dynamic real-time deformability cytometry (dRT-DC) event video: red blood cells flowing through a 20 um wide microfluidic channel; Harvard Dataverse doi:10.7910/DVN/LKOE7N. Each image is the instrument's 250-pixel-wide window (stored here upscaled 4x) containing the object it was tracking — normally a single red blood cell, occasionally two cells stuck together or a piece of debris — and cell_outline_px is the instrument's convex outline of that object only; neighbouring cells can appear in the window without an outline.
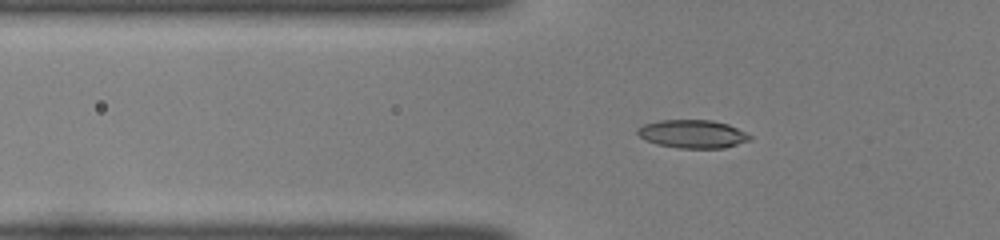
{"species": "common noctule bat (a hibernating species)", "species_latin": "Nyctalus noctula", "temperature_condition": "room temperature", "stored_images_in_passage": 38, "camera_frame_rate_fps": 3000, "um_per_image_px": 0.085, "animal": {"sex": "female", "body_mass_g": 22.0, "forearm_length_mm": 56.7}, "frame": {"image": 1, "passage_image": 6, "time_ms": 1.667, "image_size_px": [1000, 240], "cell_outline_px": [[752, 140], [724, 148], [680, 148], [656, 144], [640, 136], [636, 132], [636, 128], [644, 124], [660, 120], [712, 120], [728, 124], [752, 136]], "centroid_in_image_um": [58.88, 11.38], "position_along_channel_um": 66.9, "area_um2": 18.44}}
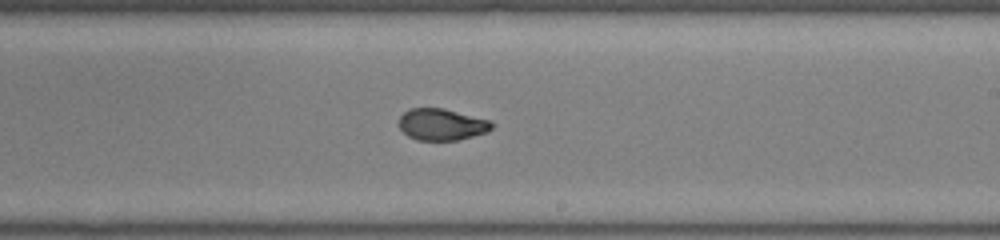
{"frame": {"image": 2, "passage_image": 20, "time_ms": 6.333, "image_size_px": [1000, 240], "cell_outline_px": [[496, 124], [488, 132], [460, 140], [416, 140], [408, 136], [400, 128], [400, 116], [404, 112], [412, 108], [444, 108], [492, 120]], "centroid_in_image_um": [37.62, 10.58], "position_along_channel_um": 251.4, "area_um2": 17.34}}
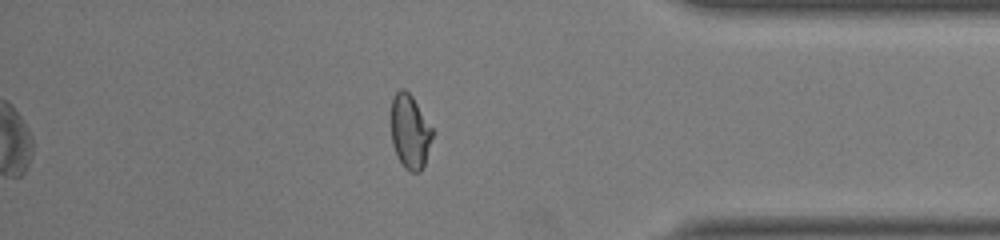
{"frame": {"image": 3, "passage_image": 32, "time_ms": 10.333, "image_size_px": [1000, 240], "cell_outline_px": [[432, 136], [424, 164], [420, 172], [412, 172], [404, 168], [396, 156], [392, 144], [392, 100], [396, 92], [400, 88], [404, 88], [412, 96], [432, 128]], "centroid_in_image_um": [34.83, 11.2], "position_along_channel_um": 400.4, "area_um2": 17.57}, "authors_computed_cell_mechanics": {"area_um2": 17.8602, "velocity_mm_per_s": 4.1109, "shape_relaxation_time_tau1_ms": 7.3413, "shape_relaxation_time_tau2_ms": 1.0898, "deformation_change_tau1": 0.2281, "deformation_change_tau2": 0.0592}}